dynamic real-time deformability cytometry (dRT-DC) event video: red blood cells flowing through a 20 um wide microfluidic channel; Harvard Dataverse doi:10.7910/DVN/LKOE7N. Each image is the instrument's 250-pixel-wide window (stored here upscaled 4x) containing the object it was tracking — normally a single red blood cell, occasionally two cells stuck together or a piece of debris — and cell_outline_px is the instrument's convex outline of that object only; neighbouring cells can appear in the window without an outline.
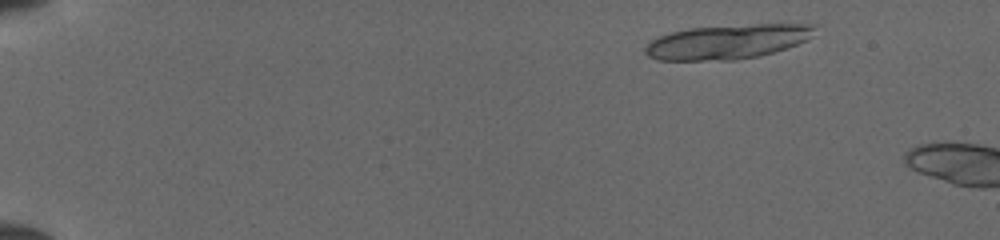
{"species": "common noctule bat (a hibernating species)", "species_latin": "Nyctalus noctula", "temperature_condition": "cold", "stored_images_in_passage": 9, "camera_frame_rate_fps": 3000, "um_per_image_px": 0.085, "animal": {"sex": "female", "body_mass_g": 19.5, "forearm_length_mm": 54.1}, "frame": {"image": 1, "passage_image": 3, "time_ms": 0.667, "image_size_px": [1000, 240], "cell_outline_px": [[816, 24], [808, 40], [788, 48], [760, 56], [732, 60], [656, 60], [648, 56], [644, 52], [644, 48], [652, 40], [660, 36], [672, 32], [688, 28], [756, 24]], "centroid_in_image_um": [61.83, 3.55], "position_along_channel_um": 23.2, "area_um2": 33.99}}